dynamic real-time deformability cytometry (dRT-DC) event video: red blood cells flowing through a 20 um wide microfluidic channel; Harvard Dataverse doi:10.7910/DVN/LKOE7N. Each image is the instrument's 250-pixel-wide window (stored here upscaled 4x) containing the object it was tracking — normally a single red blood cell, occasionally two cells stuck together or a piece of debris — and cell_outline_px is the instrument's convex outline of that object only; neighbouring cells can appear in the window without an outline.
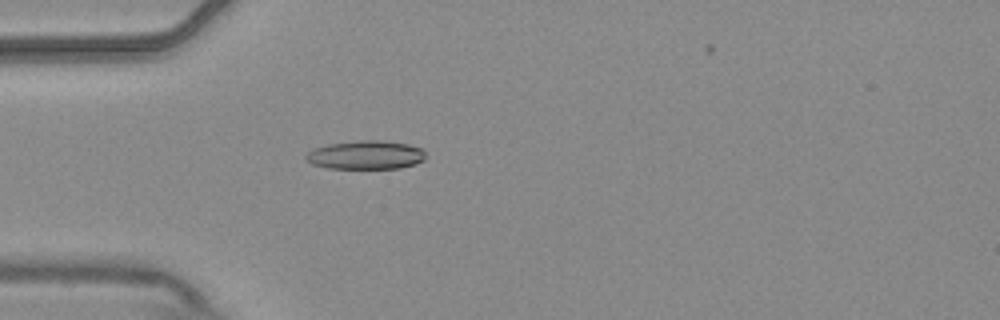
{"species": "common noctule bat (a hibernating species)", "species_latin": "Nyctalus noctula", "temperature_condition": "warm", "stored_images_in_passage": 4, "camera_frame_rate_fps": 3000, "um_per_image_px": 0.085, "animal": {"sex": "male", "body_mass_g": 20.4}, "frame": {"image": 1, "passage_image": 4, "time_ms": 1.0, "image_size_px": [1000, 320], "cell_outline_px": [[424, 160], [416, 164], [400, 168], [328, 168], [312, 164], [304, 156], [312, 148], [328, 144], [360, 140], [380, 140], [408, 144], [420, 148], [424, 152]], "centroid_in_image_um": [31.07, 13.17], "position_along_channel_um": 53.9, "area_um2": 19.94}}